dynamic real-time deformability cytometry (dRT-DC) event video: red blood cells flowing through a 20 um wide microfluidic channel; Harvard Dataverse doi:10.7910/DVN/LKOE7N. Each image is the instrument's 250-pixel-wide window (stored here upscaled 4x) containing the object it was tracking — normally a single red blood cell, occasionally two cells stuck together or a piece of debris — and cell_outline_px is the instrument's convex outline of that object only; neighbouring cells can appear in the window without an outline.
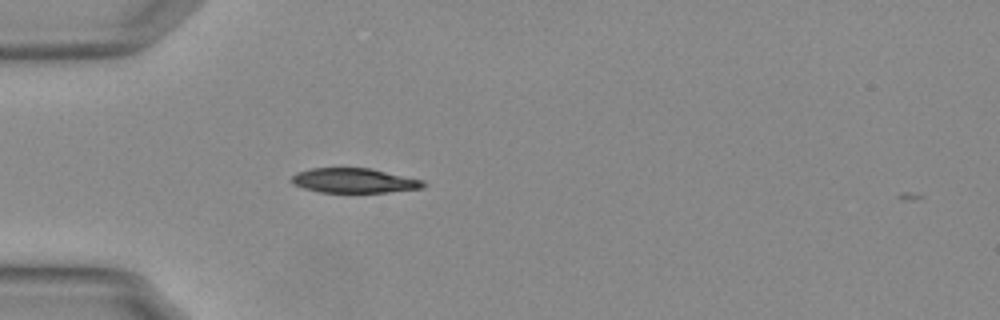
{"species": "Egyptian fruit bat (a non-hibernating species)", "species_latin": "Rousettus aegyptiacus", "temperature_condition": "warm", "stored_images_in_passage": 32, "camera_frame_rate_fps": 3000, "um_per_image_px": 0.085, "animal": {"sex": "female"}, "frame": {"image": 1, "passage_image": 1, "time_ms": 0.0, "image_size_px": [1000, 320], "cell_outline_px": [[428, 184], [424, 188], [388, 192], [320, 192], [304, 188], [292, 184], [288, 180], [296, 172], [312, 168], [372, 168], [424, 180]], "centroid_in_image_um": [30.12, 15.34], "position_along_channel_um": 54.9, "area_um2": 19.19}}
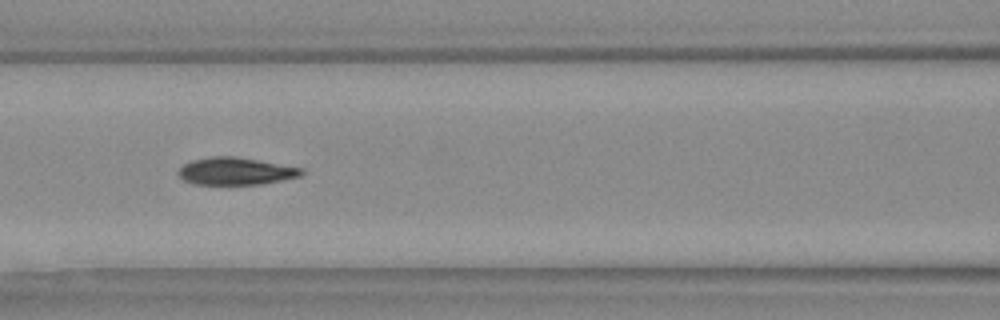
{"frame": {"image": 2, "passage_image": 9, "time_ms": 2.667, "image_size_px": [1000, 320], "cell_outline_px": [[304, 172], [300, 176], [260, 184], [192, 184], [184, 180], [176, 172], [184, 164], [192, 160], [212, 156], [232, 156], [304, 168]], "centroid_in_image_um": [20.0, 14.55], "position_along_channel_um": 146.6, "area_um2": 19.42}}
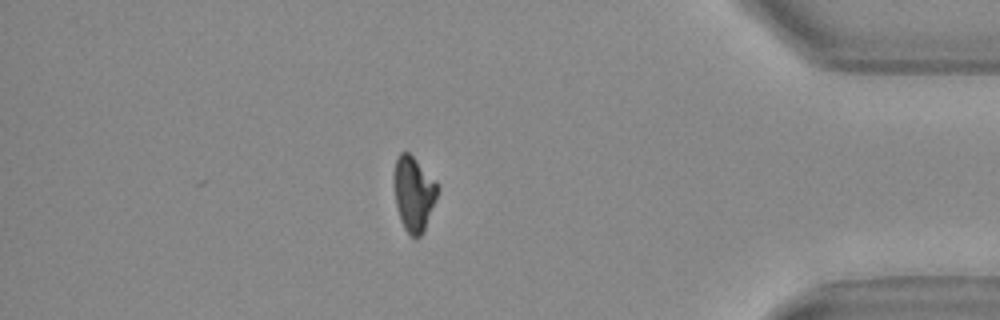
{"frame": {"image": 3, "passage_image": 32, "time_ms": 10.333, "image_size_px": [1000, 320], "cell_outline_px": [[440, 188], [424, 232], [416, 240], [404, 228], [400, 220], [396, 204], [392, 176], [392, 172], [396, 160], [400, 152], [408, 152], [416, 160]], "centroid_in_image_um": [35.14, 16.48], "position_along_channel_um": 400.1, "area_um2": 19.02}, "authors_computed_cell_mechanics": {"area_um2": 20.1722, "velocity_mm_per_s": 3.7682, "shape_relaxation_time_tau1_ms": 6.9184, "shape_relaxation_time_tau2_ms": 2.1223, "deformation_change_tau1": 0.1928, "deformation_change_tau2": 0.0667}}